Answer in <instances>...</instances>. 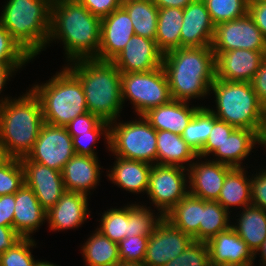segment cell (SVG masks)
Here are the masks:
<instances>
[{
  "instance_id": "cell-1",
  "label": "cell",
  "mask_w": 266,
  "mask_h": 266,
  "mask_svg": "<svg viewBox=\"0 0 266 266\" xmlns=\"http://www.w3.org/2000/svg\"><path fill=\"white\" fill-rule=\"evenodd\" d=\"M57 39L64 44L67 62L95 58L101 40V19L78 0L55 1L47 44Z\"/></svg>"
},
{
  "instance_id": "cell-2",
  "label": "cell",
  "mask_w": 266,
  "mask_h": 266,
  "mask_svg": "<svg viewBox=\"0 0 266 266\" xmlns=\"http://www.w3.org/2000/svg\"><path fill=\"white\" fill-rule=\"evenodd\" d=\"M162 67L173 100L190 102L191 98H204L216 78L211 46L171 50L163 54Z\"/></svg>"
},
{
  "instance_id": "cell-3",
  "label": "cell",
  "mask_w": 266,
  "mask_h": 266,
  "mask_svg": "<svg viewBox=\"0 0 266 266\" xmlns=\"http://www.w3.org/2000/svg\"><path fill=\"white\" fill-rule=\"evenodd\" d=\"M67 64L66 67L82 84L88 112L108 123L118 120L124 105L121 72L114 63L84 58Z\"/></svg>"
},
{
  "instance_id": "cell-4",
  "label": "cell",
  "mask_w": 266,
  "mask_h": 266,
  "mask_svg": "<svg viewBox=\"0 0 266 266\" xmlns=\"http://www.w3.org/2000/svg\"><path fill=\"white\" fill-rule=\"evenodd\" d=\"M28 91L18 99L9 97L0 107V146L7 157H26L44 124L39 99Z\"/></svg>"
},
{
  "instance_id": "cell-5",
  "label": "cell",
  "mask_w": 266,
  "mask_h": 266,
  "mask_svg": "<svg viewBox=\"0 0 266 266\" xmlns=\"http://www.w3.org/2000/svg\"><path fill=\"white\" fill-rule=\"evenodd\" d=\"M52 0H7L0 23L33 58L46 48Z\"/></svg>"
},
{
  "instance_id": "cell-6",
  "label": "cell",
  "mask_w": 266,
  "mask_h": 266,
  "mask_svg": "<svg viewBox=\"0 0 266 266\" xmlns=\"http://www.w3.org/2000/svg\"><path fill=\"white\" fill-rule=\"evenodd\" d=\"M39 99L44 123L65 127L75 117L88 112L79 79L65 66L46 83L30 89Z\"/></svg>"
},
{
  "instance_id": "cell-7",
  "label": "cell",
  "mask_w": 266,
  "mask_h": 266,
  "mask_svg": "<svg viewBox=\"0 0 266 266\" xmlns=\"http://www.w3.org/2000/svg\"><path fill=\"white\" fill-rule=\"evenodd\" d=\"M210 91L215 95L216 111L213 108L208 109L216 118L260 135L265 107L259 101L251 83L215 78Z\"/></svg>"
},
{
  "instance_id": "cell-8",
  "label": "cell",
  "mask_w": 266,
  "mask_h": 266,
  "mask_svg": "<svg viewBox=\"0 0 266 266\" xmlns=\"http://www.w3.org/2000/svg\"><path fill=\"white\" fill-rule=\"evenodd\" d=\"M139 117L135 121L110 123L108 150L116 157L157 164V131L143 116Z\"/></svg>"
},
{
  "instance_id": "cell-9",
  "label": "cell",
  "mask_w": 266,
  "mask_h": 266,
  "mask_svg": "<svg viewBox=\"0 0 266 266\" xmlns=\"http://www.w3.org/2000/svg\"><path fill=\"white\" fill-rule=\"evenodd\" d=\"M123 104L128 99L138 116L172 100L163 67L148 72L121 73Z\"/></svg>"
},
{
  "instance_id": "cell-10",
  "label": "cell",
  "mask_w": 266,
  "mask_h": 266,
  "mask_svg": "<svg viewBox=\"0 0 266 266\" xmlns=\"http://www.w3.org/2000/svg\"><path fill=\"white\" fill-rule=\"evenodd\" d=\"M186 171L178 166L152 165L147 195L164 215L189 193Z\"/></svg>"
},
{
  "instance_id": "cell-11",
  "label": "cell",
  "mask_w": 266,
  "mask_h": 266,
  "mask_svg": "<svg viewBox=\"0 0 266 266\" xmlns=\"http://www.w3.org/2000/svg\"><path fill=\"white\" fill-rule=\"evenodd\" d=\"M211 48L213 52L248 49L266 53V39L247 12L235 20L216 24Z\"/></svg>"
},
{
  "instance_id": "cell-12",
  "label": "cell",
  "mask_w": 266,
  "mask_h": 266,
  "mask_svg": "<svg viewBox=\"0 0 266 266\" xmlns=\"http://www.w3.org/2000/svg\"><path fill=\"white\" fill-rule=\"evenodd\" d=\"M75 154L72 137L66 127L44 123L33 149L26 157L62 172L64 165Z\"/></svg>"
},
{
  "instance_id": "cell-13",
  "label": "cell",
  "mask_w": 266,
  "mask_h": 266,
  "mask_svg": "<svg viewBox=\"0 0 266 266\" xmlns=\"http://www.w3.org/2000/svg\"><path fill=\"white\" fill-rule=\"evenodd\" d=\"M193 239L164 219L149 236L144 264L165 266L179 256Z\"/></svg>"
},
{
  "instance_id": "cell-14",
  "label": "cell",
  "mask_w": 266,
  "mask_h": 266,
  "mask_svg": "<svg viewBox=\"0 0 266 266\" xmlns=\"http://www.w3.org/2000/svg\"><path fill=\"white\" fill-rule=\"evenodd\" d=\"M25 185L31 188L40 205L48 211L64 194L62 173L41 163L22 157Z\"/></svg>"
},
{
  "instance_id": "cell-15",
  "label": "cell",
  "mask_w": 266,
  "mask_h": 266,
  "mask_svg": "<svg viewBox=\"0 0 266 266\" xmlns=\"http://www.w3.org/2000/svg\"><path fill=\"white\" fill-rule=\"evenodd\" d=\"M163 53L155 40L134 35L112 60L121 73L148 72L162 66Z\"/></svg>"
},
{
  "instance_id": "cell-16",
  "label": "cell",
  "mask_w": 266,
  "mask_h": 266,
  "mask_svg": "<svg viewBox=\"0 0 266 266\" xmlns=\"http://www.w3.org/2000/svg\"><path fill=\"white\" fill-rule=\"evenodd\" d=\"M214 54L217 79L249 83L266 57L264 51L248 49L214 52Z\"/></svg>"
},
{
  "instance_id": "cell-17",
  "label": "cell",
  "mask_w": 266,
  "mask_h": 266,
  "mask_svg": "<svg viewBox=\"0 0 266 266\" xmlns=\"http://www.w3.org/2000/svg\"><path fill=\"white\" fill-rule=\"evenodd\" d=\"M134 27L127 11L121 6L101 19L99 60L112 61L134 36Z\"/></svg>"
},
{
  "instance_id": "cell-18",
  "label": "cell",
  "mask_w": 266,
  "mask_h": 266,
  "mask_svg": "<svg viewBox=\"0 0 266 266\" xmlns=\"http://www.w3.org/2000/svg\"><path fill=\"white\" fill-rule=\"evenodd\" d=\"M195 162L187 168L189 193L205 201H217L226 175L233 168L211 160Z\"/></svg>"
},
{
  "instance_id": "cell-19",
  "label": "cell",
  "mask_w": 266,
  "mask_h": 266,
  "mask_svg": "<svg viewBox=\"0 0 266 266\" xmlns=\"http://www.w3.org/2000/svg\"><path fill=\"white\" fill-rule=\"evenodd\" d=\"M215 25L203 0H194L183 9L181 47L211 46Z\"/></svg>"
},
{
  "instance_id": "cell-20",
  "label": "cell",
  "mask_w": 266,
  "mask_h": 266,
  "mask_svg": "<svg viewBox=\"0 0 266 266\" xmlns=\"http://www.w3.org/2000/svg\"><path fill=\"white\" fill-rule=\"evenodd\" d=\"M88 197L78 192L65 191L58 202L46 213L50 230L78 228L89 217Z\"/></svg>"
},
{
  "instance_id": "cell-21",
  "label": "cell",
  "mask_w": 266,
  "mask_h": 266,
  "mask_svg": "<svg viewBox=\"0 0 266 266\" xmlns=\"http://www.w3.org/2000/svg\"><path fill=\"white\" fill-rule=\"evenodd\" d=\"M98 161V157L75 154L61 172L65 190L88 196L100 181L102 167Z\"/></svg>"
},
{
  "instance_id": "cell-22",
  "label": "cell",
  "mask_w": 266,
  "mask_h": 266,
  "mask_svg": "<svg viewBox=\"0 0 266 266\" xmlns=\"http://www.w3.org/2000/svg\"><path fill=\"white\" fill-rule=\"evenodd\" d=\"M189 102L171 100L167 104L150 109L142 116L156 130H167L182 135L195 113L202 106H191Z\"/></svg>"
},
{
  "instance_id": "cell-23",
  "label": "cell",
  "mask_w": 266,
  "mask_h": 266,
  "mask_svg": "<svg viewBox=\"0 0 266 266\" xmlns=\"http://www.w3.org/2000/svg\"><path fill=\"white\" fill-rule=\"evenodd\" d=\"M46 213L33 190L25 184L15 193L13 229L22 238H31L45 223Z\"/></svg>"
},
{
  "instance_id": "cell-24",
  "label": "cell",
  "mask_w": 266,
  "mask_h": 266,
  "mask_svg": "<svg viewBox=\"0 0 266 266\" xmlns=\"http://www.w3.org/2000/svg\"><path fill=\"white\" fill-rule=\"evenodd\" d=\"M210 264L226 262L254 264V254L230 227L206 242Z\"/></svg>"
},
{
  "instance_id": "cell-25",
  "label": "cell",
  "mask_w": 266,
  "mask_h": 266,
  "mask_svg": "<svg viewBox=\"0 0 266 266\" xmlns=\"http://www.w3.org/2000/svg\"><path fill=\"white\" fill-rule=\"evenodd\" d=\"M115 158L113 168L107 171L110 181L131 193H147L152 165L121 157Z\"/></svg>"
},
{
  "instance_id": "cell-26",
  "label": "cell",
  "mask_w": 266,
  "mask_h": 266,
  "mask_svg": "<svg viewBox=\"0 0 266 266\" xmlns=\"http://www.w3.org/2000/svg\"><path fill=\"white\" fill-rule=\"evenodd\" d=\"M259 136L252 130L236 128L223 142L221 148L213 152L216 161L232 168H242V160L246 159L256 144Z\"/></svg>"
},
{
  "instance_id": "cell-27",
  "label": "cell",
  "mask_w": 266,
  "mask_h": 266,
  "mask_svg": "<svg viewBox=\"0 0 266 266\" xmlns=\"http://www.w3.org/2000/svg\"><path fill=\"white\" fill-rule=\"evenodd\" d=\"M195 159L202 158L198 157L181 135L167 130L157 131V164L189 168Z\"/></svg>"
},
{
  "instance_id": "cell-28",
  "label": "cell",
  "mask_w": 266,
  "mask_h": 266,
  "mask_svg": "<svg viewBox=\"0 0 266 266\" xmlns=\"http://www.w3.org/2000/svg\"><path fill=\"white\" fill-rule=\"evenodd\" d=\"M165 219L174 227L199 241V226L202 222V199L188 193L168 213Z\"/></svg>"
},
{
  "instance_id": "cell-29",
  "label": "cell",
  "mask_w": 266,
  "mask_h": 266,
  "mask_svg": "<svg viewBox=\"0 0 266 266\" xmlns=\"http://www.w3.org/2000/svg\"><path fill=\"white\" fill-rule=\"evenodd\" d=\"M239 215L236 216L239 217L237 224H231V228L254 254L266 239V211L250 205L243 208Z\"/></svg>"
},
{
  "instance_id": "cell-30",
  "label": "cell",
  "mask_w": 266,
  "mask_h": 266,
  "mask_svg": "<svg viewBox=\"0 0 266 266\" xmlns=\"http://www.w3.org/2000/svg\"><path fill=\"white\" fill-rule=\"evenodd\" d=\"M233 168L224 180L217 202L228 212L231 207L245 208L251 205V183L246 170Z\"/></svg>"
},
{
  "instance_id": "cell-31",
  "label": "cell",
  "mask_w": 266,
  "mask_h": 266,
  "mask_svg": "<svg viewBox=\"0 0 266 266\" xmlns=\"http://www.w3.org/2000/svg\"><path fill=\"white\" fill-rule=\"evenodd\" d=\"M183 9L169 7L158 10L156 45L163 53L180 48Z\"/></svg>"
},
{
  "instance_id": "cell-32",
  "label": "cell",
  "mask_w": 266,
  "mask_h": 266,
  "mask_svg": "<svg viewBox=\"0 0 266 266\" xmlns=\"http://www.w3.org/2000/svg\"><path fill=\"white\" fill-rule=\"evenodd\" d=\"M122 7L127 11L137 36L155 40L158 21V7L149 0L123 1Z\"/></svg>"
},
{
  "instance_id": "cell-33",
  "label": "cell",
  "mask_w": 266,
  "mask_h": 266,
  "mask_svg": "<svg viewBox=\"0 0 266 266\" xmlns=\"http://www.w3.org/2000/svg\"><path fill=\"white\" fill-rule=\"evenodd\" d=\"M81 248L88 266H113L120 261L118 244L97 229Z\"/></svg>"
},
{
  "instance_id": "cell-34",
  "label": "cell",
  "mask_w": 266,
  "mask_h": 266,
  "mask_svg": "<svg viewBox=\"0 0 266 266\" xmlns=\"http://www.w3.org/2000/svg\"><path fill=\"white\" fill-rule=\"evenodd\" d=\"M230 212L223 208L217 201L202 199V222L199 226V241L207 242L218 233L231 227Z\"/></svg>"
},
{
  "instance_id": "cell-35",
  "label": "cell",
  "mask_w": 266,
  "mask_h": 266,
  "mask_svg": "<svg viewBox=\"0 0 266 266\" xmlns=\"http://www.w3.org/2000/svg\"><path fill=\"white\" fill-rule=\"evenodd\" d=\"M100 221V227L96 229L112 242L118 244L121 240L134 236L130 223V204L123 208L108 209Z\"/></svg>"
},
{
  "instance_id": "cell-36",
  "label": "cell",
  "mask_w": 266,
  "mask_h": 266,
  "mask_svg": "<svg viewBox=\"0 0 266 266\" xmlns=\"http://www.w3.org/2000/svg\"><path fill=\"white\" fill-rule=\"evenodd\" d=\"M212 129V112L202 106L194 115L190 123L185 127L182 139L198 154Z\"/></svg>"
},
{
  "instance_id": "cell-37",
  "label": "cell",
  "mask_w": 266,
  "mask_h": 266,
  "mask_svg": "<svg viewBox=\"0 0 266 266\" xmlns=\"http://www.w3.org/2000/svg\"><path fill=\"white\" fill-rule=\"evenodd\" d=\"M214 25L232 21L248 12L249 0H203Z\"/></svg>"
},
{
  "instance_id": "cell-38",
  "label": "cell",
  "mask_w": 266,
  "mask_h": 266,
  "mask_svg": "<svg viewBox=\"0 0 266 266\" xmlns=\"http://www.w3.org/2000/svg\"><path fill=\"white\" fill-rule=\"evenodd\" d=\"M158 213L156 215L153 210L144 205L141 206L138 203L137 205L131 204L130 223L132 235L150 236L165 219V215L162 212Z\"/></svg>"
},
{
  "instance_id": "cell-39",
  "label": "cell",
  "mask_w": 266,
  "mask_h": 266,
  "mask_svg": "<svg viewBox=\"0 0 266 266\" xmlns=\"http://www.w3.org/2000/svg\"><path fill=\"white\" fill-rule=\"evenodd\" d=\"M33 58L0 23V65L23 66Z\"/></svg>"
},
{
  "instance_id": "cell-40",
  "label": "cell",
  "mask_w": 266,
  "mask_h": 266,
  "mask_svg": "<svg viewBox=\"0 0 266 266\" xmlns=\"http://www.w3.org/2000/svg\"><path fill=\"white\" fill-rule=\"evenodd\" d=\"M24 184V170L21 160L7 157L0 164V196L14 194Z\"/></svg>"
},
{
  "instance_id": "cell-41",
  "label": "cell",
  "mask_w": 266,
  "mask_h": 266,
  "mask_svg": "<svg viewBox=\"0 0 266 266\" xmlns=\"http://www.w3.org/2000/svg\"><path fill=\"white\" fill-rule=\"evenodd\" d=\"M33 246H36V243L32 237L22 238L0 255V266H35L36 260L30 250Z\"/></svg>"
},
{
  "instance_id": "cell-42",
  "label": "cell",
  "mask_w": 266,
  "mask_h": 266,
  "mask_svg": "<svg viewBox=\"0 0 266 266\" xmlns=\"http://www.w3.org/2000/svg\"><path fill=\"white\" fill-rule=\"evenodd\" d=\"M102 134L105 136L106 144H108L109 148L110 123L102 121L94 130L88 131V133H78V136L72 137L75 153L97 157L93 146Z\"/></svg>"
},
{
  "instance_id": "cell-43",
  "label": "cell",
  "mask_w": 266,
  "mask_h": 266,
  "mask_svg": "<svg viewBox=\"0 0 266 266\" xmlns=\"http://www.w3.org/2000/svg\"><path fill=\"white\" fill-rule=\"evenodd\" d=\"M149 236L127 237L118 243L120 261L143 263L146 256Z\"/></svg>"
},
{
  "instance_id": "cell-44",
  "label": "cell",
  "mask_w": 266,
  "mask_h": 266,
  "mask_svg": "<svg viewBox=\"0 0 266 266\" xmlns=\"http://www.w3.org/2000/svg\"><path fill=\"white\" fill-rule=\"evenodd\" d=\"M165 266H211L206 242L192 241L183 253Z\"/></svg>"
},
{
  "instance_id": "cell-45",
  "label": "cell",
  "mask_w": 266,
  "mask_h": 266,
  "mask_svg": "<svg viewBox=\"0 0 266 266\" xmlns=\"http://www.w3.org/2000/svg\"><path fill=\"white\" fill-rule=\"evenodd\" d=\"M236 129L233 125L216 118L212 113V129L198 157L205 158L210 156L217 148H221L223 142Z\"/></svg>"
},
{
  "instance_id": "cell-46",
  "label": "cell",
  "mask_w": 266,
  "mask_h": 266,
  "mask_svg": "<svg viewBox=\"0 0 266 266\" xmlns=\"http://www.w3.org/2000/svg\"><path fill=\"white\" fill-rule=\"evenodd\" d=\"M102 121L93 113L86 112L75 117L65 127L71 137H75L78 136V133H88V131L94 130Z\"/></svg>"
},
{
  "instance_id": "cell-47",
  "label": "cell",
  "mask_w": 266,
  "mask_h": 266,
  "mask_svg": "<svg viewBox=\"0 0 266 266\" xmlns=\"http://www.w3.org/2000/svg\"><path fill=\"white\" fill-rule=\"evenodd\" d=\"M261 171L250 178L251 205L266 211V169Z\"/></svg>"
},
{
  "instance_id": "cell-48",
  "label": "cell",
  "mask_w": 266,
  "mask_h": 266,
  "mask_svg": "<svg viewBox=\"0 0 266 266\" xmlns=\"http://www.w3.org/2000/svg\"><path fill=\"white\" fill-rule=\"evenodd\" d=\"M94 16L100 19L122 6L123 0H78Z\"/></svg>"
},
{
  "instance_id": "cell-49",
  "label": "cell",
  "mask_w": 266,
  "mask_h": 266,
  "mask_svg": "<svg viewBox=\"0 0 266 266\" xmlns=\"http://www.w3.org/2000/svg\"><path fill=\"white\" fill-rule=\"evenodd\" d=\"M15 193L0 196V226L13 227Z\"/></svg>"
},
{
  "instance_id": "cell-50",
  "label": "cell",
  "mask_w": 266,
  "mask_h": 266,
  "mask_svg": "<svg viewBox=\"0 0 266 266\" xmlns=\"http://www.w3.org/2000/svg\"><path fill=\"white\" fill-rule=\"evenodd\" d=\"M250 83L259 101L266 107V57L260 63L259 70Z\"/></svg>"
},
{
  "instance_id": "cell-51",
  "label": "cell",
  "mask_w": 266,
  "mask_h": 266,
  "mask_svg": "<svg viewBox=\"0 0 266 266\" xmlns=\"http://www.w3.org/2000/svg\"><path fill=\"white\" fill-rule=\"evenodd\" d=\"M248 14L266 39V2L249 1Z\"/></svg>"
},
{
  "instance_id": "cell-52",
  "label": "cell",
  "mask_w": 266,
  "mask_h": 266,
  "mask_svg": "<svg viewBox=\"0 0 266 266\" xmlns=\"http://www.w3.org/2000/svg\"><path fill=\"white\" fill-rule=\"evenodd\" d=\"M22 237L13 227L0 226V255L12 248Z\"/></svg>"
},
{
  "instance_id": "cell-53",
  "label": "cell",
  "mask_w": 266,
  "mask_h": 266,
  "mask_svg": "<svg viewBox=\"0 0 266 266\" xmlns=\"http://www.w3.org/2000/svg\"><path fill=\"white\" fill-rule=\"evenodd\" d=\"M23 66H2L0 65V94L6 86V82L9 80V77H12L13 73L15 71L17 72L18 69L22 68ZM8 79V80H7ZM9 100L8 96L5 98H2L0 100V107L7 101Z\"/></svg>"
},
{
  "instance_id": "cell-54",
  "label": "cell",
  "mask_w": 266,
  "mask_h": 266,
  "mask_svg": "<svg viewBox=\"0 0 266 266\" xmlns=\"http://www.w3.org/2000/svg\"><path fill=\"white\" fill-rule=\"evenodd\" d=\"M194 0H153L158 9L175 7L184 9L188 4Z\"/></svg>"
},
{
  "instance_id": "cell-55",
  "label": "cell",
  "mask_w": 266,
  "mask_h": 266,
  "mask_svg": "<svg viewBox=\"0 0 266 266\" xmlns=\"http://www.w3.org/2000/svg\"><path fill=\"white\" fill-rule=\"evenodd\" d=\"M266 146V107L264 110L263 126L259 135V145Z\"/></svg>"
},
{
  "instance_id": "cell-56",
  "label": "cell",
  "mask_w": 266,
  "mask_h": 266,
  "mask_svg": "<svg viewBox=\"0 0 266 266\" xmlns=\"http://www.w3.org/2000/svg\"><path fill=\"white\" fill-rule=\"evenodd\" d=\"M261 252V262L263 266H266V239L265 241L260 245V247L257 249V251L254 253V260L256 258V255Z\"/></svg>"
},
{
  "instance_id": "cell-57",
  "label": "cell",
  "mask_w": 266,
  "mask_h": 266,
  "mask_svg": "<svg viewBox=\"0 0 266 266\" xmlns=\"http://www.w3.org/2000/svg\"><path fill=\"white\" fill-rule=\"evenodd\" d=\"M211 266H254L252 264H243V263H232V262H226L221 264H210Z\"/></svg>"
},
{
  "instance_id": "cell-58",
  "label": "cell",
  "mask_w": 266,
  "mask_h": 266,
  "mask_svg": "<svg viewBox=\"0 0 266 266\" xmlns=\"http://www.w3.org/2000/svg\"><path fill=\"white\" fill-rule=\"evenodd\" d=\"M113 266H146V265L144 263H128V262L119 261Z\"/></svg>"
},
{
  "instance_id": "cell-59",
  "label": "cell",
  "mask_w": 266,
  "mask_h": 266,
  "mask_svg": "<svg viewBox=\"0 0 266 266\" xmlns=\"http://www.w3.org/2000/svg\"><path fill=\"white\" fill-rule=\"evenodd\" d=\"M35 266H59V265L53 264V263H51L49 261L36 260Z\"/></svg>"
},
{
  "instance_id": "cell-60",
  "label": "cell",
  "mask_w": 266,
  "mask_h": 266,
  "mask_svg": "<svg viewBox=\"0 0 266 266\" xmlns=\"http://www.w3.org/2000/svg\"><path fill=\"white\" fill-rule=\"evenodd\" d=\"M7 158V156L4 153V150L0 146V164Z\"/></svg>"
},
{
  "instance_id": "cell-61",
  "label": "cell",
  "mask_w": 266,
  "mask_h": 266,
  "mask_svg": "<svg viewBox=\"0 0 266 266\" xmlns=\"http://www.w3.org/2000/svg\"><path fill=\"white\" fill-rule=\"evenodd\" d=\"M249 1H261V2H266V0H249Z\"/></svg>"
}]
</instances>
